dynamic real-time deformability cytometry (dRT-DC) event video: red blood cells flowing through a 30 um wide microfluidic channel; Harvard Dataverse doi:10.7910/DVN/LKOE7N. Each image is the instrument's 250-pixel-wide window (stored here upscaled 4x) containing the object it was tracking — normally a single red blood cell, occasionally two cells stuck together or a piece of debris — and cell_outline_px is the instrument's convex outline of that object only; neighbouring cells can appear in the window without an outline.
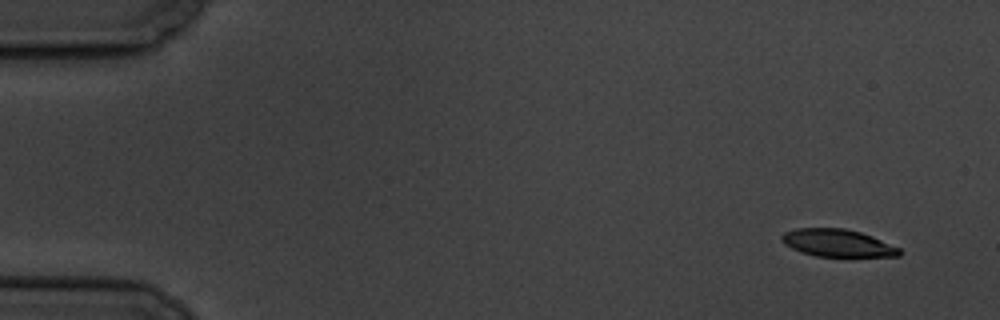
{"species": "common noctule bat (a hibernating species)", "species_latin": "Nyctalus noctula", "temperature_condition": "cold", "stored_images_in_passage": 5, "camera_frame_rate_fps": 3000, "um_per_image_px": 0.085, "animal": {"sex": "male", "body_mass_g": 19.5, "forearm_length_mm": 54.6}, "frame": {"image": 1, "passage_image": 1, "time_ms": 0.0, "image_size_px": [1000, 320], "cell_outline_px": [[904, 252], [900, 256], [816, 256], [800, 252], [784, 244], [780, 240], [780, 236], [784, 232], [796, 228], [844, 228], [860, 232], [872, 236], [900, 248]], "centroid_in_image_um": [71.18, 20.65], "position_along_channel_um": 13.8, "area_um2": 18.9}}
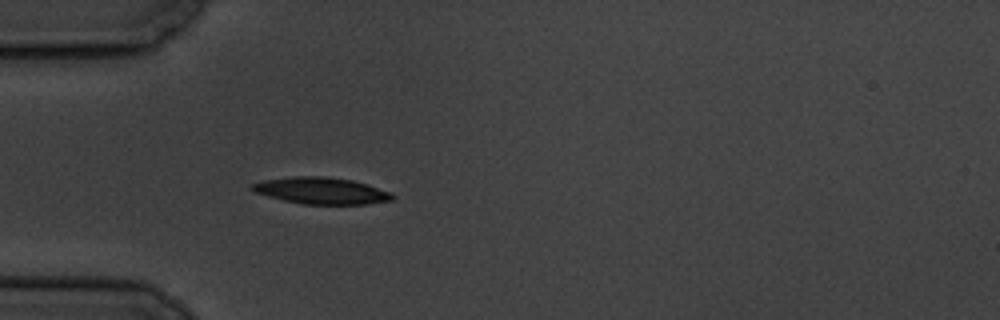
{"frame": {"image": 2, "passage_image": 5, "time_ms": 4.667, "image_size_px": [1000, 320], "cell_outline_px": [[396, 196], [392, 200], [368, 204], [304, 204], [284, 200], [268, 196], [256, 192], [248, 188], [252, 184], [264, 180], [292, 176], [324, 176], [352, 180], [368, 184], [392, 192]], "centroid_in_image_um": [27.35, 16.2], "position_along_channel_um": 57.7, "area_um2": 21.85}}